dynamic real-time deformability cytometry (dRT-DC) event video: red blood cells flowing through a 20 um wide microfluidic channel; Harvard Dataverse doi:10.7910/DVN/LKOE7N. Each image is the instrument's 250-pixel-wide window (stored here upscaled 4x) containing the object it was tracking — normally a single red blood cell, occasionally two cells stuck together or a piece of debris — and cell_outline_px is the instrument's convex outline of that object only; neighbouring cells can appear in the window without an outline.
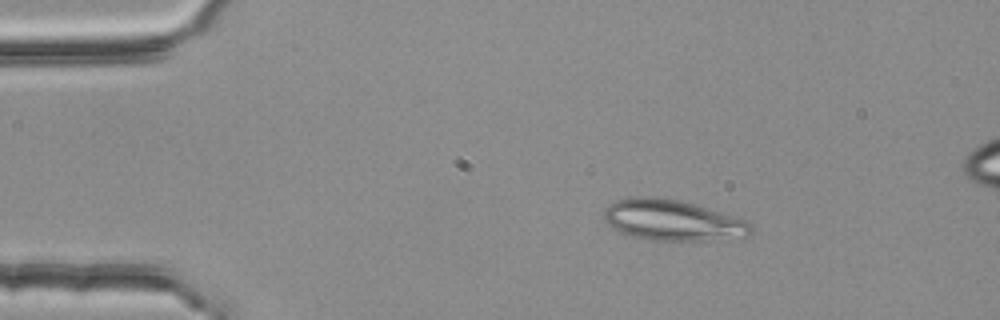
{"species": "common noctule bat (a hibernating species)", "species_latin": "Nyctalus noctula", "temperature_condition": "room temperature", "stored_images_in_passage": 3, "segment_of_instrument_passage": [1, 2], "camera_frame_rate_fps": 3000, "um_per_image_px": 0.085, "animal": {"sex": "female", "body_mass_g": 25.1}, "frame": {"image": 1, "passage_image": 1, "time_ms": 0.0, "image_size_px": [1000, 320], "cell_outline_px": [[752, 232], [744, 236], [700, 240], [652, 240], [632, 236], [620, 232], [612, 228], [608, 224], [604, 216], [604, 212], [608, 204], [616, 200], [632, 196], [652, 196], [676, 200], [692, 204], [720, 212], [744, 220], [752, 224]], "centroid_in_image_um": [57.08, 18.71], "position_along_channel_um": 27.9, "area_um2": 34.33}}